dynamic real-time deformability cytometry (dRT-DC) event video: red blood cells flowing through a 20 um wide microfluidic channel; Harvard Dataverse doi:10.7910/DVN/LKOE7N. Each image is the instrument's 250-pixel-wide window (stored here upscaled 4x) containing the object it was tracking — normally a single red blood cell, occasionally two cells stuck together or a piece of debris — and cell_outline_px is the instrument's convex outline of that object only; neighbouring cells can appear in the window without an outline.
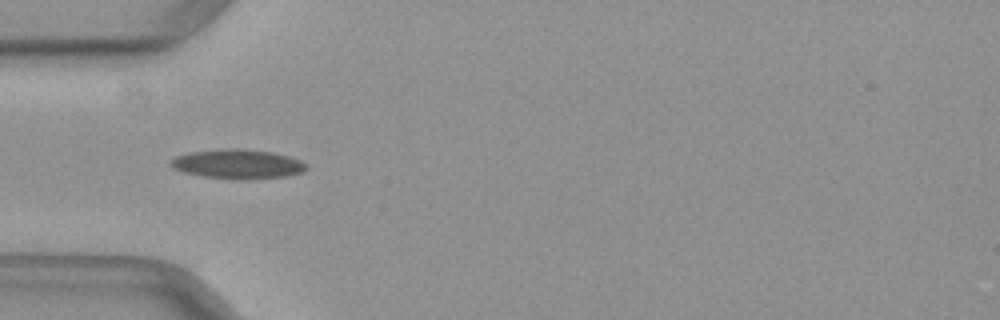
{"species": "common noctule bat (a hibernating species)", "species_latin": "Nyctalus noctula", "temperature_condition": "warm", "stored_images_in_passage": 38, "camera_frame_rate_fps": 3000, "um_per_image_px": 0.085, "animal": {"sex": "female", "body_mass_g": 29.2, "forearm_length_mm": 56.3}, "frame": {"image": 1, "passage_image": 6, "time_ms": 1.667, "image_size_px": [1000, 320], "cell_outline_px": [[304, 168], [300, 172], [288, 176], [248, 180], [232, 180], [200, 176], [184, 172], [172, 168], [168, 164], [176, 156], [188, 152], [224, 148], [240, 148], [272, 152], [288, 156], [300, 160], [304, 164]], "centroid_in_image_um": [20.13, 13.95], "position_along_channel_um": 64.9, "area_um2": 23.47}}